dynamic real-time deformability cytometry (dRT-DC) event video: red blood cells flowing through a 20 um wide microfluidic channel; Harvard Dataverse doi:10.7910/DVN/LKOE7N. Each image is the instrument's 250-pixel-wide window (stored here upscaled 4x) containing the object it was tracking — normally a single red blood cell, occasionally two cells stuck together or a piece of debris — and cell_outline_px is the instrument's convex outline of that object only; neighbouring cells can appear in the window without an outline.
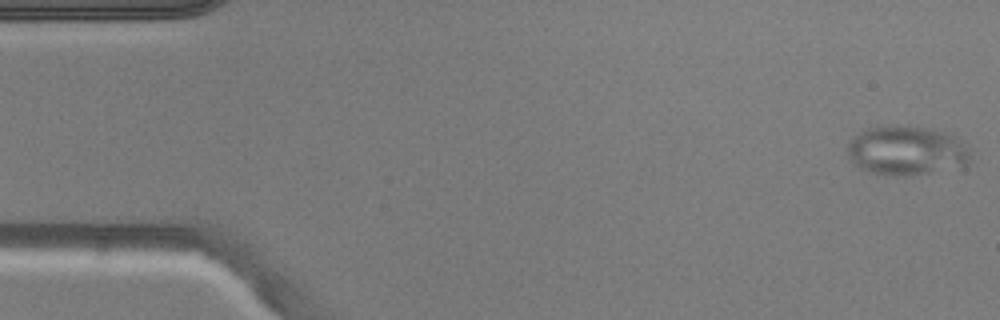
{"species": "common noctule bat (a hibernating species)", "species_latin": "Nyctalus noctula", "temperature_condition": "warm", "stored_images_in_passage": 50, "camera_frame_rate_fps": 3000, "um_per_image_px": 0.085, "animal": {"sex": "male", "body_mass_g": 20.5, "forearm_length_mm": 52.5}, "frame": {"image": 1, "passage_image": 1, "time_ms": 0.0, "image_size_px": [1000, 320], "cell_outline_px": [[972, 152], [968, 164], [964, 168], [908, 176], [896, 176], [872, 172], [856, 164], [848, 156], [848, 144], [860, 132], [868, 128], [896, 124], [908, 124], [928, 128], [944, 132], [952, 136]], "centroid_in_image_um": [77.12, 12.8], "position_along_channel_um": 7.9, "area_um2": 35.55}}
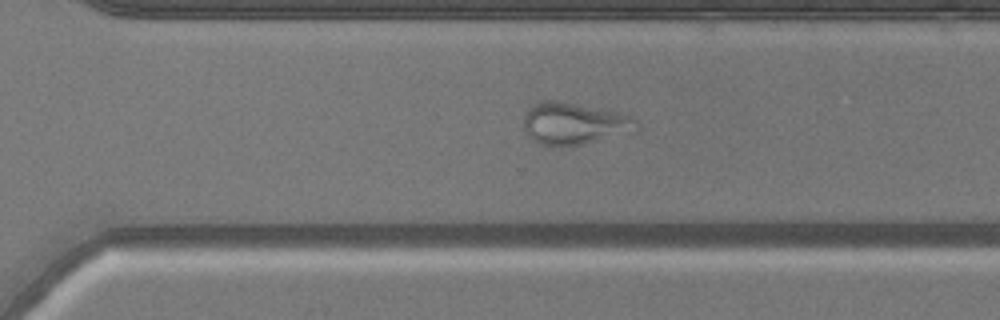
{"frame": {"image": 2, "passage_image": 34, "time_ms": 11.0, "image_size_px": [1000, 320], "cell_outline_px": [[640, 128], [632, 136], [580, 144], [540, 144], [528, 136], [524, 128], [524, 116], [528, 108], [540, 100], [556, 100], [616, 112], [632, 116], [640, 124]], "centroid_in_image_um": [48.92, 10.51], "position_along_channel_um": 321.7, "area_um2": 27.92}}
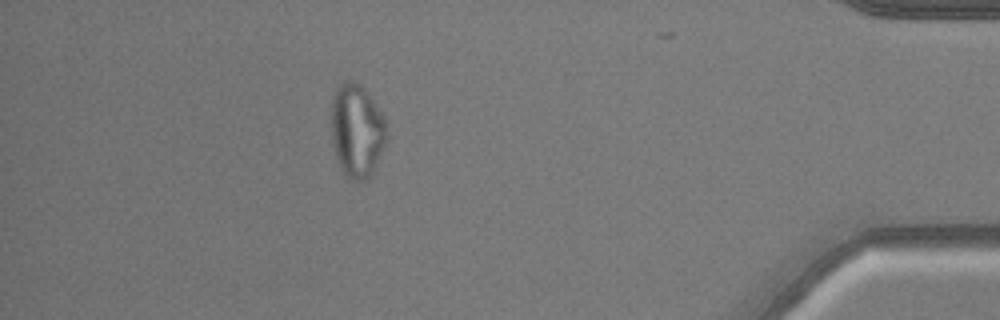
{"frame": {"image": 3, "passage_image": 44, "time_ms": 14.333, "image_size_px": [1000, 320], "cell_outline_px": [[384, 144], [376, 168], [368, 180], [348, 180], [340, 168], [332, 144], [332, 92], [344, 80], [356, 80], [368, 92], [384, 116]], "centroid_in_image_um": [30.3, 11.09], "position_along_channel_um": 404.9, "area_um2": 30.29}}